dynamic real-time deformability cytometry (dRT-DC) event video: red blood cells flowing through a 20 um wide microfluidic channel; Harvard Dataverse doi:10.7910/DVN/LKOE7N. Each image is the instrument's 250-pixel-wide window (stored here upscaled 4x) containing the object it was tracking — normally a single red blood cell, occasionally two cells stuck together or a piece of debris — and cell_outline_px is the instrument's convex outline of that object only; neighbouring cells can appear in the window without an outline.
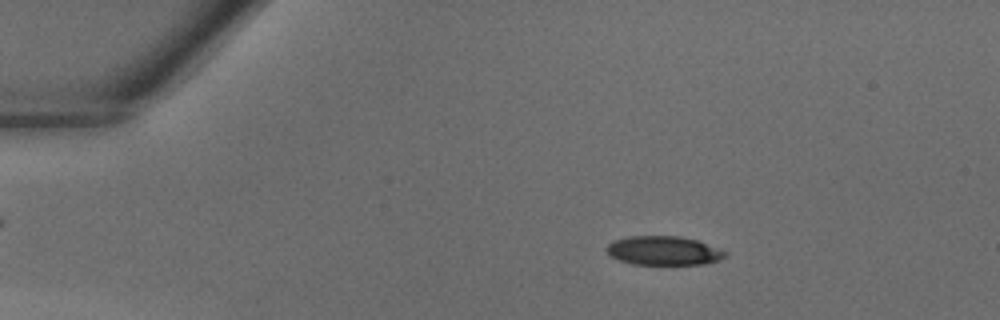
{"species": "common noctule bat (a hibernating species)", "species_latin": "Nyctalus noctula", "temperature_condition": "warm", "stored_images_in_passage": 40, "camera_frame_rate_fps": 3000, "um_per_image_px": 0.085, "animal": {"sex": "male", "body_mass_g": 18.8}, "frame": {"image": 1, "passage_image": 7, "time_ms": 2.0, "image_size_px": [1000, 320], "cell_outline_px": [[728, 256], [720, 260], [704, 264], [632, 264], [620, 260], [612, 256], [604, 248], [608, 244], [616, 240], [628, 236], [680, 236], [696, 240], [728, 252]], "centroid_in_image_um": [56.43, 21.3], "position_along_channel_um": 28.6, "area_um2": 19.94}}
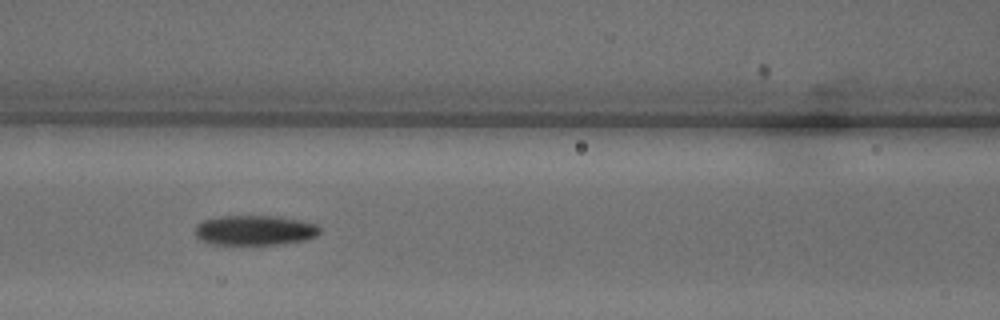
{"frame": {"image": 2, "passage_image": 18, "time_ms": 5.667, "image_size_px": [1000, 320], "cell_outline_px": [[320, 232], [316, 236], [304, 240], [276, 244], [208, 244], [200, 240], [196, 236], [196, 224], [204, 220], [220, 216], [276, 216], [300, 220], [316, 224], [320, 228]], "centroid_in_image_um": [21.63, 19.57], "position_along_channel_um": 145.0, "area_um2": 21.68}}
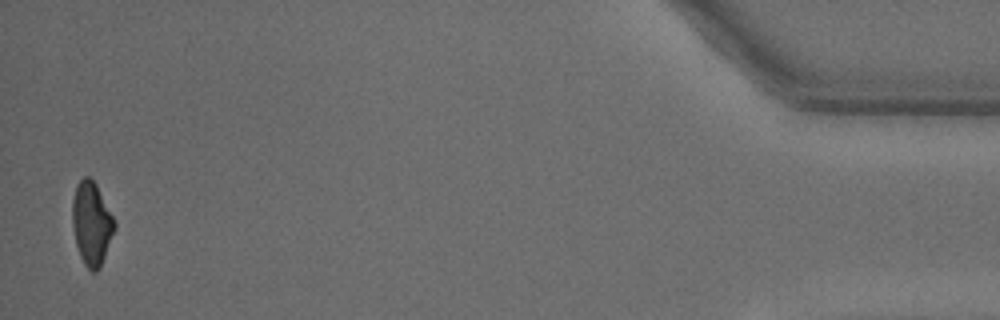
{"frame": {"image": 3, "passage_image": 40, "time_ms": 13.0, "image_size_px": [1000, 320], "cell_outline_px": [[116, 228], [100, 268], [96, 272], [92, 272], [84, 264], [80, 256], [76, 244], [72, 224], [72, 200], [76, 184], [84, 176], [88, 176], [96, 184], [116, 224]], "centroid_in_image_um": [7.77, 19.01], "position_along_channel_um": 427.4, "area_um2": 20.4}}